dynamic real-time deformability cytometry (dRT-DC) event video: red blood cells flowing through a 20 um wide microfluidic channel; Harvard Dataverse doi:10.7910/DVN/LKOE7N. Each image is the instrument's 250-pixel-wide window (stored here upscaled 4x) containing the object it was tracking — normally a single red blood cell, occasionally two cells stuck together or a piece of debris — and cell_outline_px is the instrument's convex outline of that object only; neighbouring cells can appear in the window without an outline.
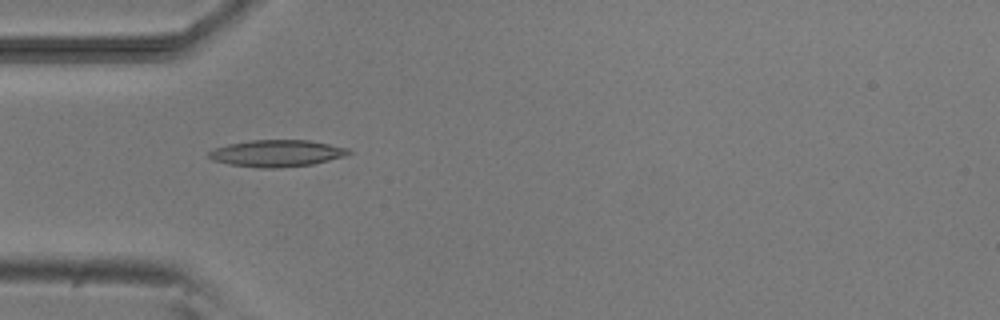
{"species": "common noctule bat (a hibernating species)", "species_latin": "Nyctalus noctula", "temperature_condition": "room temperature", "stored_images_in_passage": 3, "camera_frame_rate_fps": 3000, "um_per_image_px": 0.085, "animal": {"sex": "male", "body_mass_g": 20.5, "forearm_length_mm": 52.5}, "frame": {"image": 1, "passage_image": 1, "time_ms": 0.0, "image_size_px": [1000, 320], "cell_outline_px": [[352, 152], [344, 156], [312, 164], [280, 168], [260, 168], [232, 164], [212, 160], [208, 156], [208, 152], [216, 148], [228, 144], [252, 140], [308, 140], [348, 148]], "centroid_in_image_um": [23.52, 13.03], "position_along_channel_um": 61.5, "area_um2": 21.56}}
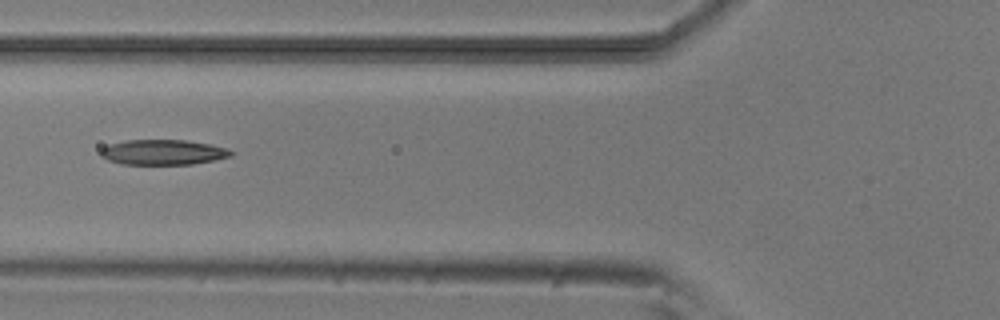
{"frame": {"image": 2, "passage_image": 2, "time_ms": 1.333, "image_size_px": [1000, 320], "cell_outline_px": [[236, 152], [232, 156], [192, 164], [120, 164], [108, 160], [100, 156], [100, 148], [108, 144], [124, 140], [184, 140], [208, 144], [228, 148]], "centroid_in_image_um": [13.82, 12.93], "position_along_channel_um": 112.0, "area_um2": 19.25}}
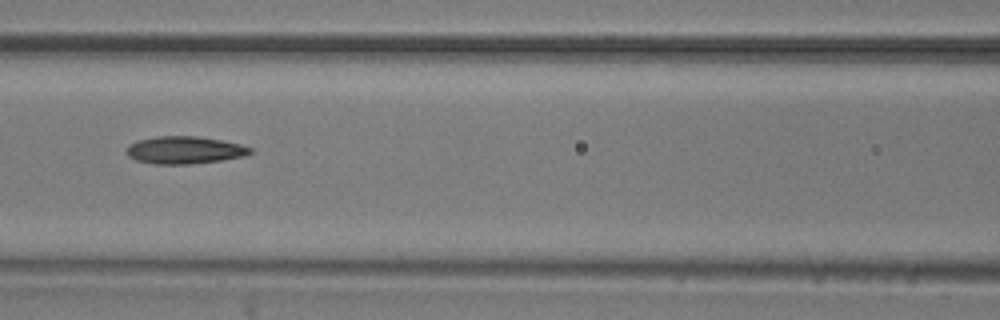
{"frame": {"image": 3, "passage_image": 3, "time_ms": 2.333, "image_size_px": [1000, 320], "cell_outline_px": [[252, 152], [244, 156], [220, 160], [188, 164], [156, 164], [136, 160], [128, 156], [124, 152], [128, 144], [140, 140], [156, 136], [196, 136], [220, 140], [240, 144], [252, 148]], "centroid_in_image_um": [15.64, 12.75], "position_along_channel_um": 151.0, "area_um2": 19.71}}